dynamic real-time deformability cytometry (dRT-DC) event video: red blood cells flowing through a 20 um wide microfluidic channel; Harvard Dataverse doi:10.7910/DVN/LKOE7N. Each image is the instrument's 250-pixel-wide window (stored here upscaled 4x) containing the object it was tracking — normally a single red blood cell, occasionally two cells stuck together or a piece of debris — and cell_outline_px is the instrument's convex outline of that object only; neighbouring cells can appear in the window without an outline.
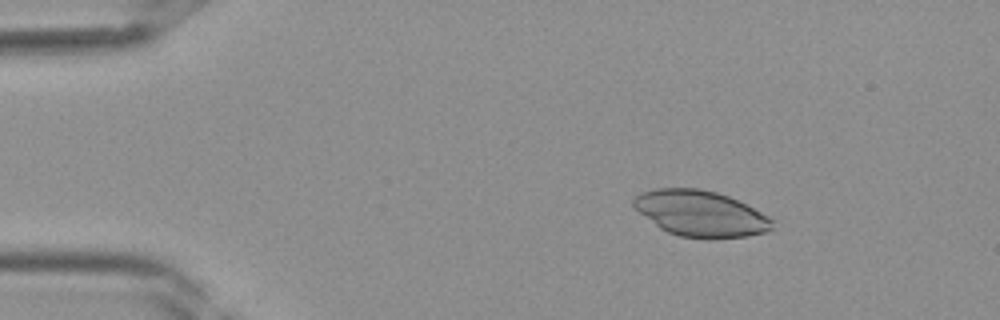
{"species": "Egyptian fruit bat (a non-hibernating species)", "species_latin": "Rousettus aegyptiacus", "temperature_condition": "room temperature", "stored_images_in_passage": 39, "camera_frame_rate_fps": 3000, "um_per_image_px": 0.085, "frame": {"image": 1, "passage_image": 6, "time_ms": 1.667, "image_size_px": [1000, 320], "cell_outline_px": [[772, 228], [764, 232], [748, 236], [716, 240], [708, 240], [680, 236], [668, 232], [660, 228], [640, 212], [632, 204], [632, 200], [636, 196], [644, 192], [656, 188], [700, 188], [716, 192], [728, 196], [760, 212], [772, 220]], "centroid_in_image_um": [59.54, 18.17], "position_along_channel_um": 25.5, "area_um2": 36.93}}